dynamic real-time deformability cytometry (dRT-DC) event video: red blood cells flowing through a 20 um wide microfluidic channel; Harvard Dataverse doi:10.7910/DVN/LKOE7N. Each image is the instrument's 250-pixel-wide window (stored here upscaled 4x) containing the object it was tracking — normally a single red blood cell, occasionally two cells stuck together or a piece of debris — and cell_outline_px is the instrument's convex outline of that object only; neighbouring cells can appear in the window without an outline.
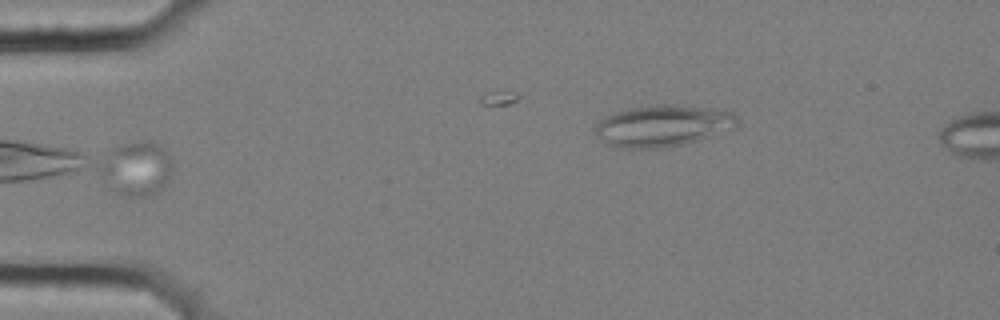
{"species": "common noctule bat (a hibernating species)", "species_latin": "Nyctalus noctula", "temperature_condition": "cold", "stored_images_in_passage": 5, "camera_frame_rate_fps": 3000, "um_per_image_px": 0.085, "animal": {"sex": "female", "body_mass_g": 25.1}, "frame": {"image": 1, "passage_image": 5, "time_ms": 1.333, "image_size_px": [1000, 320], "cell_outline_px": [[740, 124], [736, 128], [684, 144], [660, 148], [620, 148], [604, 144], [596, 136], [592, 128], [604, 116], [612, 112], [628, 108], [648, 104], [676, 104], [724, 108], [732, 112], [740, 120]], "centroid_in_image_um": [56.34, 10.66], "position_along_channel_um": 28.7, "area_um2": 35.55}}